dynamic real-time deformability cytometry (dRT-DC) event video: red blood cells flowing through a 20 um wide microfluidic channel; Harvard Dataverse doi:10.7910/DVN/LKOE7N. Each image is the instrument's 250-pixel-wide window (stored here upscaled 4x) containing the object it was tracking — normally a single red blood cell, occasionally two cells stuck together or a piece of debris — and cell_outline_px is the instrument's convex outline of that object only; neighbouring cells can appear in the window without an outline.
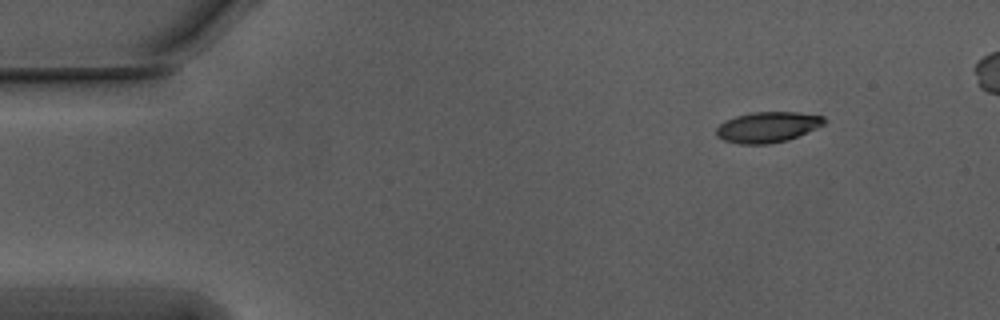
{"species": "Egyptian fruit bat (a non-hibernating species)", "species_latin": "Rousettus aegyptiacus", "temperature_condition": "warm", "stored_images_in_passage": 47, "camera_frame_rate_fps": 3000, "um_per_image_px": 0.085, "animal": {"sex": "male"}, "frame": {"image": 1, "passage_image": 1, "time_ms": 0.0, "image_size_px": [1000, 320], "cell_outline_px": [[828, 120], [824, 124], [816, 128], [788, 140], [768, 144], [740, 144], [724, 140], [716, 136], [716, 128], [720, 124], [736, 116], [756, 112], [796, 112], [824, 116]], "centroid_in_image_um": [65.27, 10.81], "position_along_channel_um": 19.7, "area_um2": 19.13}}
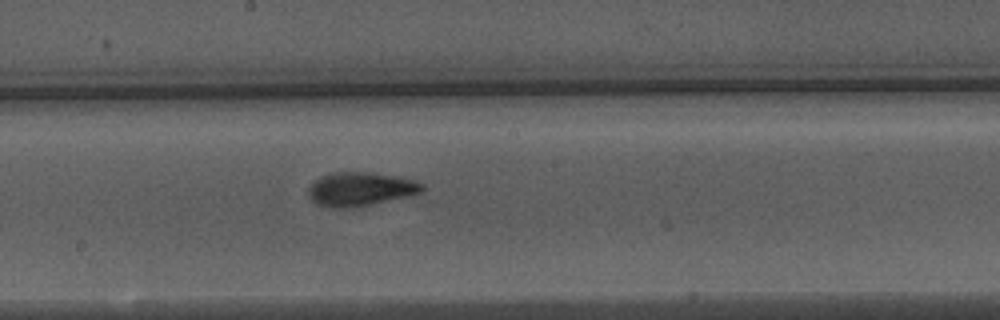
{"frame": {"image": 2, "passage_image": 24, "time_ms": 7.667, "image_size_px": [1000, 320], "cell_outline_px": [[424, 188], [420, 192], [408, 196], [356, 208], [328, 208], [316, 204], [308, 196], [308, 188], [316, 180], [332, 172], [368, 172], [416, 180], [424, 184]], "centroid_in_image_um": [30.62, 16.09], "position_along_channel_um": 217.6, "area_um2": 22.43}}
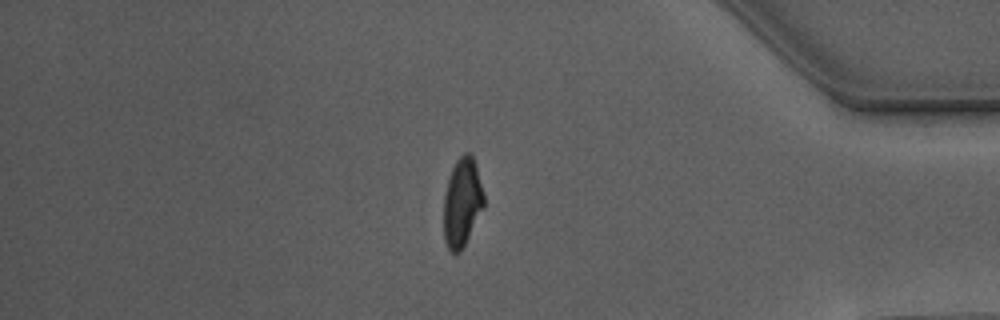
{"frame": {"image": 3, "passage_image": 41, "time_ms": 13.333, "image_size_px": [1000, 320], "cell_outline_px": [[484, 208], [460, 252], [452, 252], [448, 248], [444, 240], [444, 196], [448, 180], [452, 168], [456, 160], [464, 152], [472, 152], [476, 164], [484, 196]], "centroid_in_image_um": [39.29, 17.17], "position_along_channel_um": 395.9, "area_um2": 20.75}, "authors_computed_cell_mechanics": {"area_um2": 21.097, "velocity_mm_per_s": 3.7596, "shape_relaxation_time_tau1_ms": 3.0441, "shape_relaxation_time_tau2_ms": 1.3439, "deformation_change_tau1": 0.183, "deformation_change_tau2": 0.0955}}